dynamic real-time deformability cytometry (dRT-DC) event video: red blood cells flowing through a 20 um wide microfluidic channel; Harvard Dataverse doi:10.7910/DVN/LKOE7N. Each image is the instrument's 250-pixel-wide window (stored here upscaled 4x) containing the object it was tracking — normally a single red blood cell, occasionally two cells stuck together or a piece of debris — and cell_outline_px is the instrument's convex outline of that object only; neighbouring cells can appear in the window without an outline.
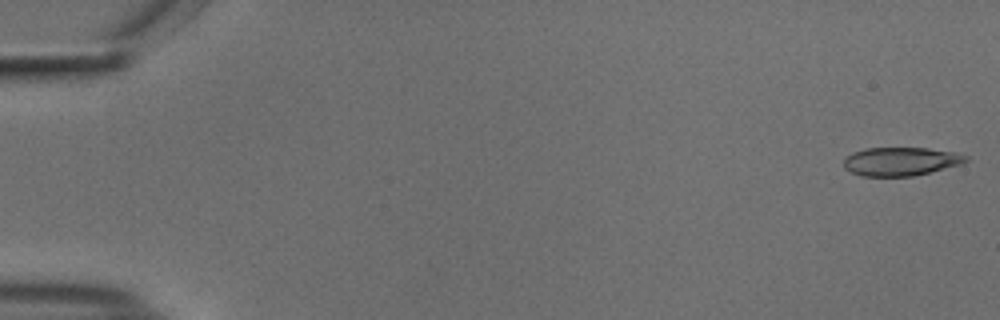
{"species": "common noctule bat (a hibernating species)", "species_latin": "Nyctalus noctula", "temperature_condition": "cold", "stored_images_in_passage": 54, "camera_frame_rate_fps": 3000, "um_per_image_px": 0.085, "animal": {"sex": "male", "body_mass_g": 18.8}, "frame": {"image": 1, "passage_image": 1, "time_ms": 0.0, "image_size_px": [1000, 320], "cell_outline_px": [[968, 160], [964, 164], [912, 176], [860, 176], [844, 168], [844, 160], [852, 152], [864, 148], [928, 148], [952, 152], [968, 156]], "centroid_in_image_um": [76.57, 13.72], "position_along_channel_um": 8.4, "area_um2": 20.29}}
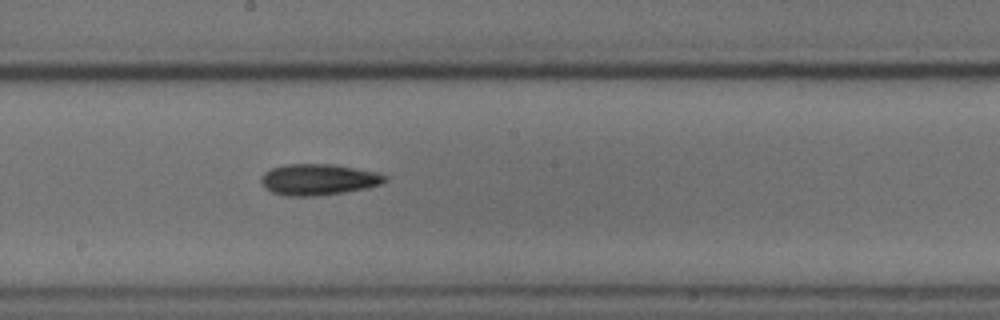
{"frame": {"image": 2, "passage_image": 30, "time_ms": 9.667, "image_size_px": [1000, 320], "cell_outline_px": [[388, 180], [380, 184], [368, 188], [344, 192], [316, 196], [284, 196], [272, 192], [264, 188], [260, 180], [260, 176], [264, 172], [272, 168], [284, 164], [332, 164], [376, 172], [388, 176]], "centroid_in_image_um": [27.04, 15.26], "position_along_channel_um": 221.2, "area_um2": 22.66}}
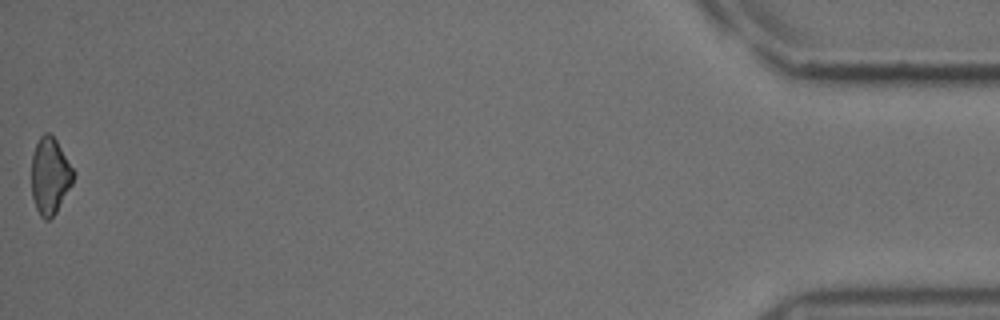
{"frame": {"image": 3, "passage_image": 54, "time_ms": 17.667, "image_size_px": [1000, 320], "cell_outline_px": [[76, 176], [72, 184], [56, 212], [48, 220], [44, 220], [40, 216], [36, 208], [32, 196], [32, 156], [36, 144], [40, 136], [44, 132], [48, 132], [56, 140], [76, 172]], "centroid_in_image_um": [4.26, 14.95], "position_along_channel_um": 430.9, "area_um2": 18.73}, "authors_computed_cell_mechanics": {"area_um2": 21.097, "velocity_mm_per_s": 3.7439, "shape_relaxation_time_tau1_ms": 5.7799, "shape_relaxation_time_tau2_ms": null, "deformation_change_tau1": 0.1141, "deformation_change_tau2": null}}